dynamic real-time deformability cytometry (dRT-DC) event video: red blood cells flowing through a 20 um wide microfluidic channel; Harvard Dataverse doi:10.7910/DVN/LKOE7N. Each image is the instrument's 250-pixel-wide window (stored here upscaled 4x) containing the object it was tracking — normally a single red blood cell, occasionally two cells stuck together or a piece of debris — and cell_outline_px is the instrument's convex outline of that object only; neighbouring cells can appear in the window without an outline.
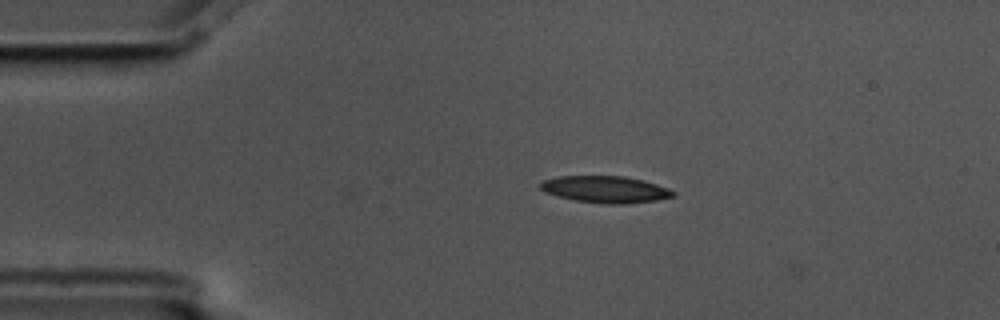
{"species": "common noctule bat (a hibernating species)", "species_latin": "Nyctalus noctula", "temperature_condition": "cold", "stored_images_in_passage": 24, "camera_frame_rate_fps": 3000, "um_per_image_px": 0.085, "animal": {"sex": "male", "body_mass_g": 17.5, "forearm_length_mm": 52.3}, "frame": {"image": 1, "passage_image": 1, "time_ms": 0.0, "image_size_px": [1000, 320], "cell_outline_px": [[676, 196], [656, 200], [620, 204], [604, 204], [576, 200], [556, 196], [544, 192], [540, 188], [540, 184], [544, 180], [560, 176], [624, 176], [644, 180], [668, 188], [676, 192]], "centroid_in_image_um": [51.47, 16.09], "position_along_channel_um": 33.5, "area_um2": 20.69}}
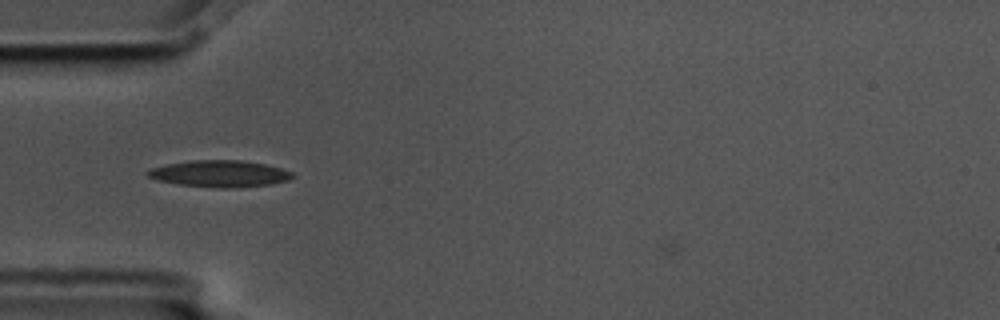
{"frame": {"image": 2, "passage_image": 7, "time_ms": 2.0, "image_size_px": [1000, 320], "cell_outline_px": [[296, 176], [288, 180], [272, 184], [232, 188], [220, 188], [176, 184], [156, 180], [148, 176], [144, 172], [152, 168], [168, 164], [192, 160], [240, 160], [264, 164], [280, 168], [292, 172]], "centroid_in_image_um": [18.67, 14.77], "position_along_channel_um": 66.3, "area_um2": 22.48}}
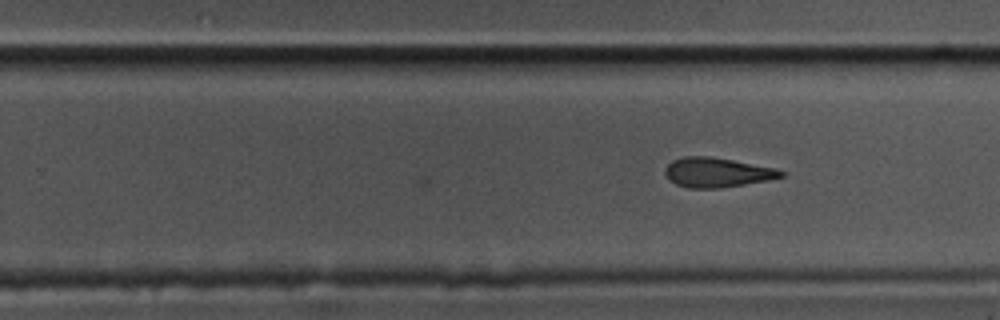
{"frame": {"image": 3, "passage_image": 24, "time_ms": 7.667, "image_size_px": [1000, 320], "cell_outline_px": [[784, 176], [768, 180], [720, 188], [688, 188], [676, 184], [664, 172], [664, 168], [672, 160], [684, 156], [708, 156], [732, 160], [776, 168], [784, 172]], "centroid_in_image_um": [60.94, 14.65], "position_along_channel_um": 268.9, "area_um2": 19.83}}